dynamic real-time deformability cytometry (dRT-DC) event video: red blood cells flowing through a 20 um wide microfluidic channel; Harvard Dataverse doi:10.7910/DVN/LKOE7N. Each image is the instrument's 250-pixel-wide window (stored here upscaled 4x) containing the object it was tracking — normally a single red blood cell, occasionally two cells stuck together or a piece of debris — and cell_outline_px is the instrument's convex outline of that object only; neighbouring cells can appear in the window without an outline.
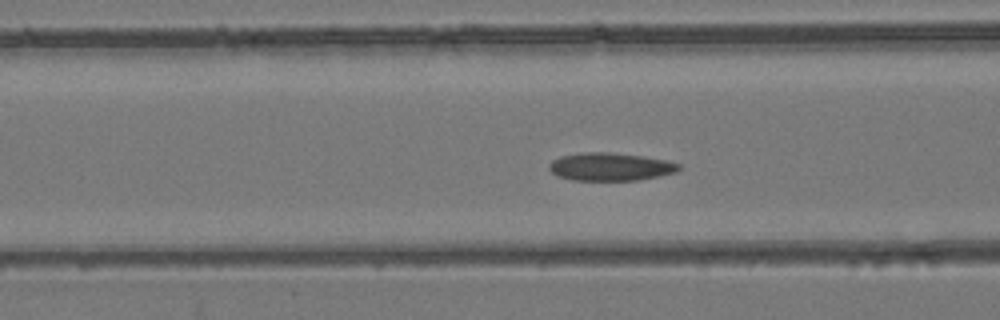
{"species": "common noctule bat (a hibernating species)", "species_latin": "Nyctalus noctula", "temperature_condition": "room temperature", "stored_images_in_passage": 51, "camera_frame_rate_fps": 3000, "um_per_image_px": 0.085, "animal": {"sex": "female", "body_mass_g": 24.6, "forearm_length_mm": 56.2}, "frame": {"image": 1, "passage_image": 18, "time_ms": 5.667, "image_size_px": [1000, 320], "cell_outline_px": [[680, 168], [676, 172], [636, 180], [572, 180], [556, 176], [548, 168], [548, 164], [552, 160], [560, 156], [584, 152], [608, 152], [644, 156], [668, 160], [680, 164]], "centroid_in_image_um": [51.85, 14.16], "position_along_channel_um": 114.8, "area_um2": 21.15}}
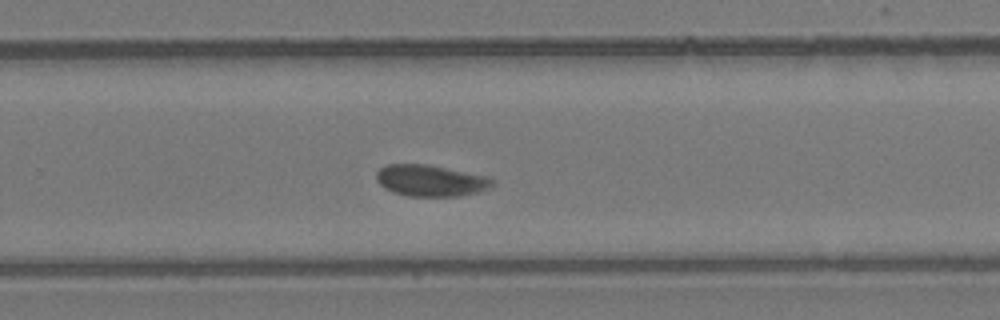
{"frame": {"image": 2, "passage_image": 32, "time_ms": 10.333, "image_size_px": [1000, 320], "cell_outline_px": [[492, 184], [488, 188], [476, 192], [460, 196], [408, 196], [392, 192], [384, 188], [376, 180], [376, 172], [380, 168], [388, 164], [424, 164], [488, 176], [492, 180]], "centroid_in_image_um": [36.55, 15.35], "position_along_channel_um": 293.3, "area_um2": 21.04}}
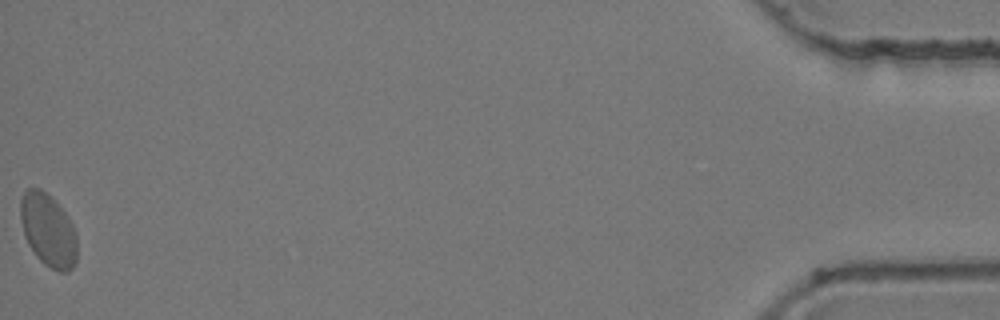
{"frame": {"image": 3, "passage_image": 51, "time_ms": 16.667, "image_size_px": [1000, 320], "cell_outline_px": [[76, 264], [68, 272], [60, 272], [44, 264], [36, 256], [28, 244], [20, 220], [20, 200], [24, 192], [28, 188], [40, 188], [68, 216], [76, 232]], "centroid_in_image_um": [4.09, 19.59], "position_along_channel_um": 431.1, "area_um2": 23.81}, "authors_computed_cell_mechanics": {"area_um2": 21.4438, "velocity_mm_per_s": 3.8304, "shape_relaxation_time_tau1_ms": null, "shape_relaxation_time_tau2_ms": 1.5291, "deformation_change_tau1": null, "deformation_change_tau2": 0.0615}}